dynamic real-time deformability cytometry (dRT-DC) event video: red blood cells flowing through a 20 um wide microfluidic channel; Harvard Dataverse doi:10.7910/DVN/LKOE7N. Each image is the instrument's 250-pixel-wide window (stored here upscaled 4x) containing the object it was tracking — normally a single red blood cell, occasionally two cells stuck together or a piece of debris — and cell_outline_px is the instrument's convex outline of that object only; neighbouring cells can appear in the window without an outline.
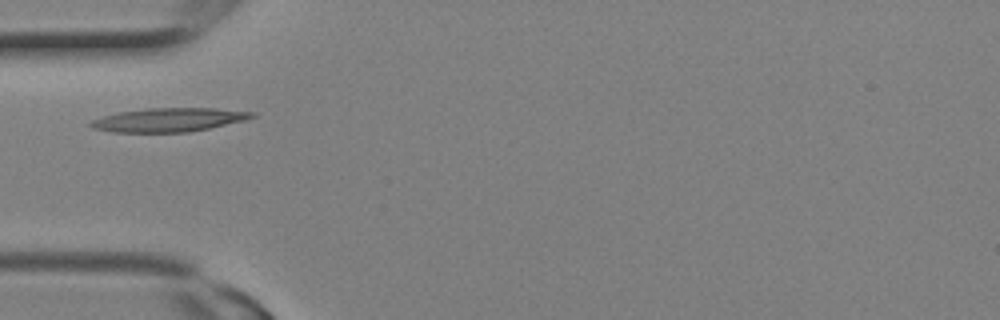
{"species": "Egyptian fruit bat (a non-hibernating species)", "species_latin": "Rousettus aegyptiacus", "temperature_condition": "room temperature", "stored_images_in_passage": 2, "camera_frame_rate_fps": 3000, "um_per_image_px": 0.085, "animal": {"sex": "female"}, "frame": {"image": 1, "passage_image": 2, "time_ms": 0.333, "image_size_px": [1000, 320], "cell_outline_px": [[256, 116], [244, 120], [208, 128], [188, 132], [112, 132], [92, 128], [88, 124], [92, 120], [104, 116], [120, 112], [148, 108], [212, 108], [256, 112]], "centroid_in_image_um": [14.34, 10.18], "position_along_channel_um": 70.7, "area_um2": 22.08}}